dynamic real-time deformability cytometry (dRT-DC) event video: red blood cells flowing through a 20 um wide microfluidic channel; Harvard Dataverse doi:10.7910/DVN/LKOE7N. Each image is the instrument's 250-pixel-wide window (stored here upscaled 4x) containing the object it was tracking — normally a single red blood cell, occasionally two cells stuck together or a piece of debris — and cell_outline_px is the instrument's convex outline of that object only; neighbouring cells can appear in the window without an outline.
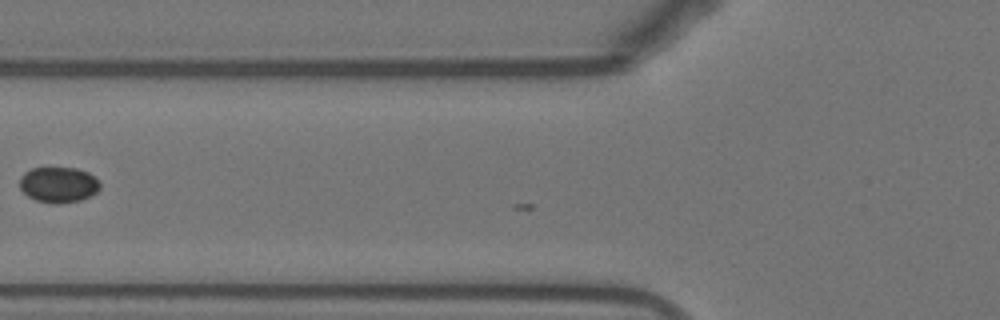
{"species": "Egyptian fruit bat (a non-hibernating species)", "species_latin": "Rousettus aegyptiacus", "temperature_condition": "warm", "stored_images_in_passage": 21, "camera_frame_rate_fps": 3000, "um_per_image_px": 0.085, "animal": {"sex": "female"}, "frame": {"image": 1, "passage_image": 10, "time_ms": 3.0, "image_size_px": [1000, 320], "cell_outline_px": [[100, 188], [96, 192], [80, 200], [56, 204], [52, 204], [36, 200], [28, 196], [20, 188], [20, 176], [24, 172], [32, 168], [76, 168], [88, 172], [100, 184]], "centroid_in_image_um": [4.94, 15.7], "position_along_channel_um": 120.9, "area_um2": 16.53}}
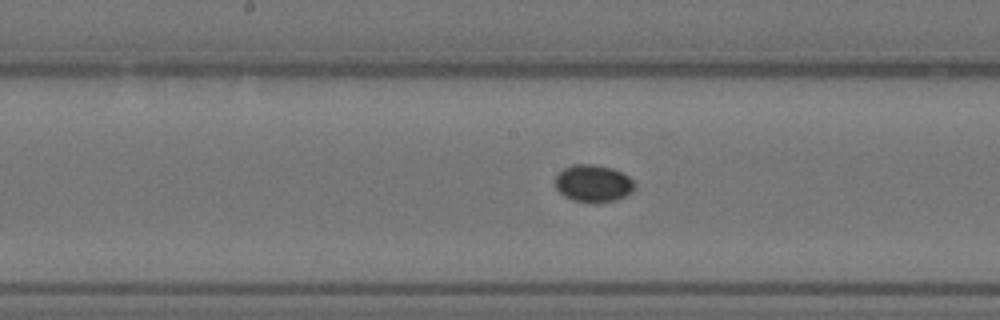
{"frame": {"image": 2, "passage_image": 16, "time_ms": 5.0, "image_size_px": [1000, 320], "cell_outline_px": [[636, 188], [632, 192], [616, 200], [572, 200], [564, 196], [556, 188], [556, 176], [564, 168], [572, 164], [592, 164], [612, 168], [628, 176], [636, 184]], "centroid_in_image_um": [50.44, 15.55], "position_along_channel_um": 197.8, "area_um2": 16.76}}
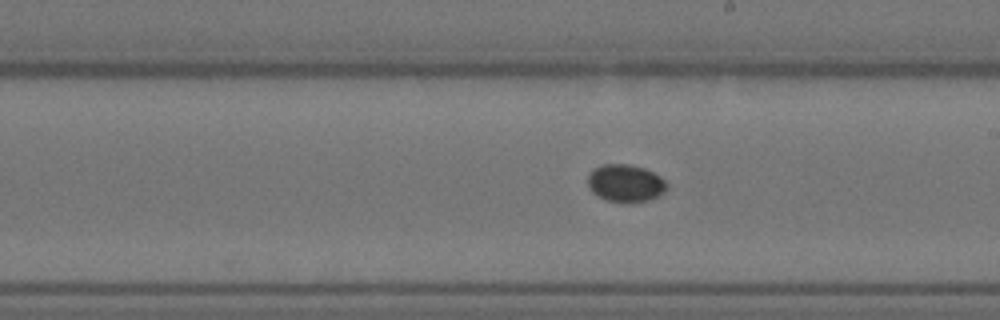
{"frame": {"image": 3, "passage_image": 19, "time_ms": 6.0, "image_size_px": [1000, 320], "cell_outline_px": [[668, 188], [664, 192], [648, 200], [608, 200], [596, 196], [588, 188], [588, 172], [592, 168], [600, 164], [628, 164], [644, 168], [660, 176], [668, 184]], "centroid_in_image_um": [53.12, 15.52], "position_along_channel_um": 235.9, "area_um2": 17.05}}